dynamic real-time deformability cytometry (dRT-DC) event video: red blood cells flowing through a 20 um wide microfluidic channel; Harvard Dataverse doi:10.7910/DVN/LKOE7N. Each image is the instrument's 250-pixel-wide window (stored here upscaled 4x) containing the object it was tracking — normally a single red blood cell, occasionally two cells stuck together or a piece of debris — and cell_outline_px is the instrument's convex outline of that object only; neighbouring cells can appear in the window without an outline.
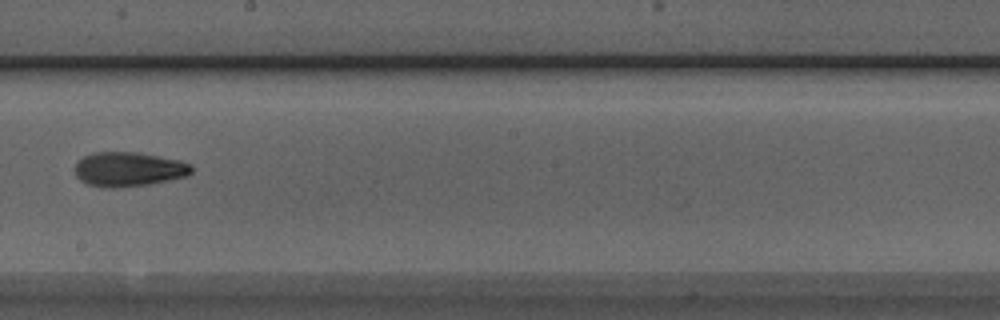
{"species": "Egyptian fruit bat (a non-hibernating species)", "species_latin": "Rousettus aegyptiacus", "temperature_condition": "room temperature", "stored_images_in_passage": 6, "camera_frame_rate_fps": 3000, "um_per_image_px": 0.085, "animal": {"sex": "male"}, "frame": {"image": 1, "passage_image": 6, "time_ms": 1.667, "image_size_px": [1000, 320], "cell_outline_px": [[192, 172], [188, 176], [148, 184], [116, 188], [104, 188], [88, 184], [80, 180], [76, 176], [76, 164], [84, 156], [92, 152], [140, 152], [180, 160], [192, 164]], "centroid_in_image_um": [10.96, 14.38], "position_along_channel_um": 237.2, "area_um2": 23.52}}